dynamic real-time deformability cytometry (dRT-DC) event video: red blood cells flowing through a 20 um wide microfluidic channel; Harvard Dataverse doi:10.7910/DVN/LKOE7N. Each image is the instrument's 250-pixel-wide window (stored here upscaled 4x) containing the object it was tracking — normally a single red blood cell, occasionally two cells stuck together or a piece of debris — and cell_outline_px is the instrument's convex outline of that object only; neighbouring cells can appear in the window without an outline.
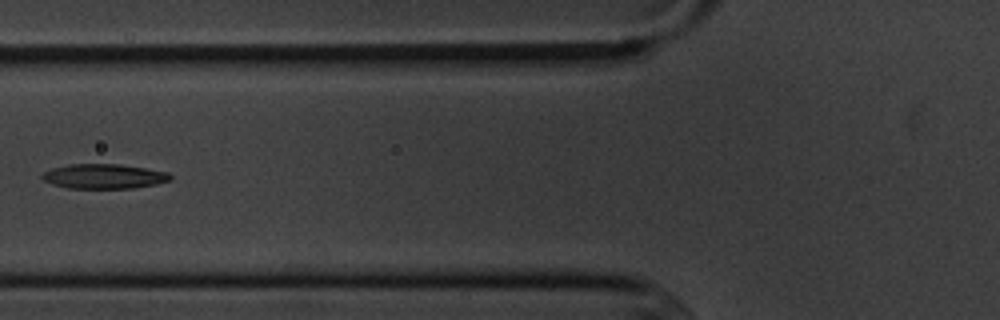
{"species": "common noctule bat (a hibernating species)", "species_latin": "Nyctalus noctula", "temperature_condition": "cold", "stored_images_in_passage": 7, "camera_frame_rate_fps": 3000, "um_per_image_px": 0.085, "animal": {"sex": "male", "body_mass_g": 20.1, "forearm_length_mm": 53.5}, "frame": {"image": 1, "passage_image": 6, "time_ms": 6.667, "image_size_px": [1000, 320], "cell_outline_px": [[172, 180], [156, 184], [132, 188], [68, 188], [52, 184], [44, 180], [40, 176], [44, 172], [52, 168], [68, 164], [120, 164], [168, 172], [172, 176]], "centroid_in_image_um": [8.84, 14.98], "position_along_channel_um": 117.0, "area_um2": 18.44}}
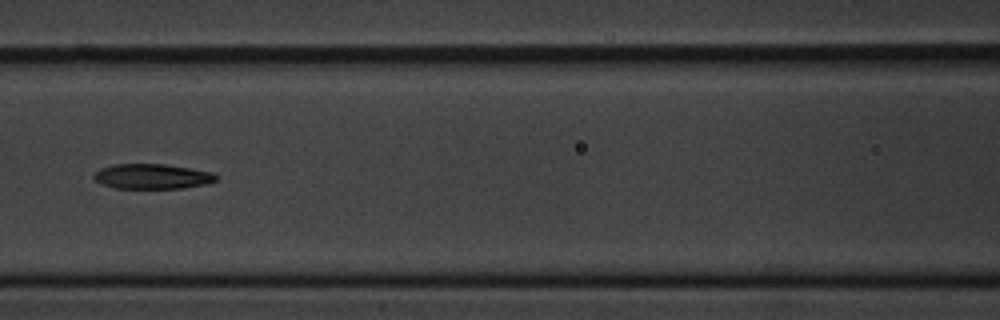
{"frame": {"image": 2, "passage_image": 7, "time_ms": 7.667, "image_size_px": [1000, 320], "cell_outline_px": [[220, 176], [216, 180], [204, 184], [180, 188], [116, 188], [100, 184], [92, 176], [100, 168], [112, 164], [164, 164], [212, 172]], "centroid_in_image_um": [12.91, 14.99], "position_along_channel_um": 153.7, "area_um2": 17.74}}